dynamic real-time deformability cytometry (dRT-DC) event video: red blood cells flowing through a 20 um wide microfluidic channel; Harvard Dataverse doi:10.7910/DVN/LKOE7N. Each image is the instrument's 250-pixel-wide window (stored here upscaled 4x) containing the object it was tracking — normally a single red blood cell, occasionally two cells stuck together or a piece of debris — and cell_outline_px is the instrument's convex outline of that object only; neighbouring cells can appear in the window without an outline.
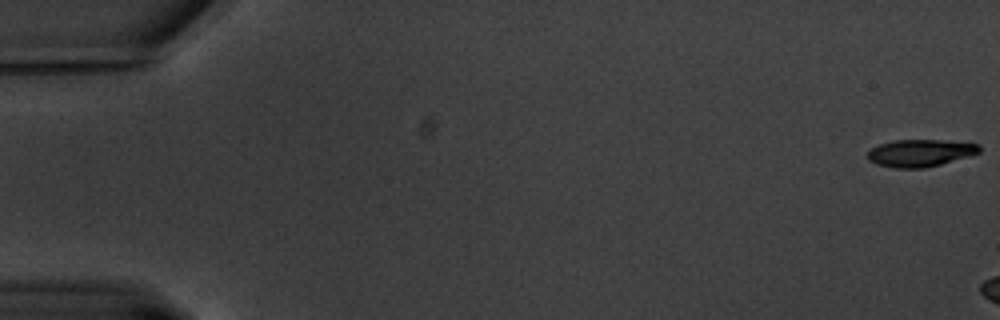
{"species": "common noctule bat (a hibernating species)", "species_latin": "Nyctalus noctula", "temperature_condition": "warm", "stored_images_in_passage": 8, "camera_frame_rate_fps": 3000, "um_per_image_px": 0.085, "animal": {"sex": "male", "body_mass_g": 20.1, "forearm_length_mm": 53.5}, "frame": {"image": 1, "passage_image": 1, "time_ms": 0.0, "image_size_px": [1000, 320], "cell_outline_px": [[980, 152], [968, 156], [940, 164], [924, 168], [896, 168], [876, 164], [868, 160], [868, 152], [872, 148], [880, 144], [896, 140], [948, 140], [980, 144]], "centroid_in_image_um": [78.23, 13.0], "position_along_channel_um": 6.8, "area_um2": 17.63}}